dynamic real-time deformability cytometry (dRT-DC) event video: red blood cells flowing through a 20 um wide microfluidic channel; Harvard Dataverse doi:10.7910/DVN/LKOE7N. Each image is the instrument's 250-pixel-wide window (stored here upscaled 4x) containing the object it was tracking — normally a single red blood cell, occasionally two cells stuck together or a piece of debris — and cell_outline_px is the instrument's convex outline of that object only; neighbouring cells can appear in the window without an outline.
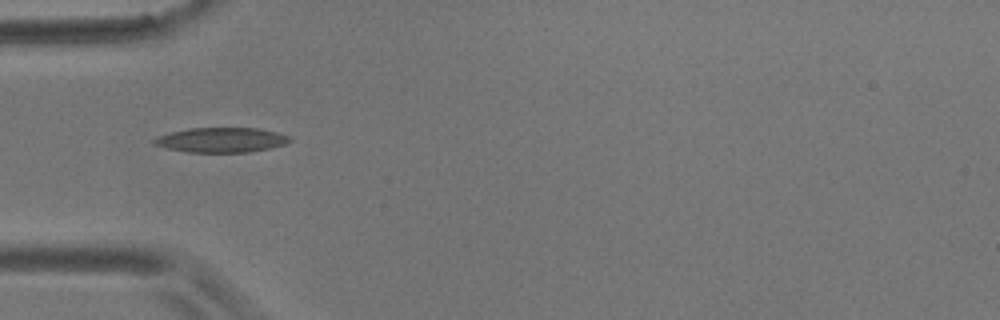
{"species": "common noctule bat (a hibernating species)", "species_latin": "Nyctalus noctula", "temperature_condition": "room temperature", "stored_images_in_passage": 6, "camera_frame_rate_fps": 3000, "um_per_image_px": 0.085, "animal": {"sex": "male", "body_mass_g": 17.9}, "frame": {"image": 1, "passage_image": 6, "time_ms": 6.333, "image_size_px": [1000, 320], "cell_outline_px": [[292, 140], [284, 144], [272, 148], [248, 152], [188, 152], [168, 148], [152, 144], [152, 140], [160, 136], [172, 132], [188, 128], [256, 128], [276, 132], [292, 136]], "centroid_in_image_um": [18.85, 11.89], "position_along_channel_um": 66.1, "area_um2": 19.54}}